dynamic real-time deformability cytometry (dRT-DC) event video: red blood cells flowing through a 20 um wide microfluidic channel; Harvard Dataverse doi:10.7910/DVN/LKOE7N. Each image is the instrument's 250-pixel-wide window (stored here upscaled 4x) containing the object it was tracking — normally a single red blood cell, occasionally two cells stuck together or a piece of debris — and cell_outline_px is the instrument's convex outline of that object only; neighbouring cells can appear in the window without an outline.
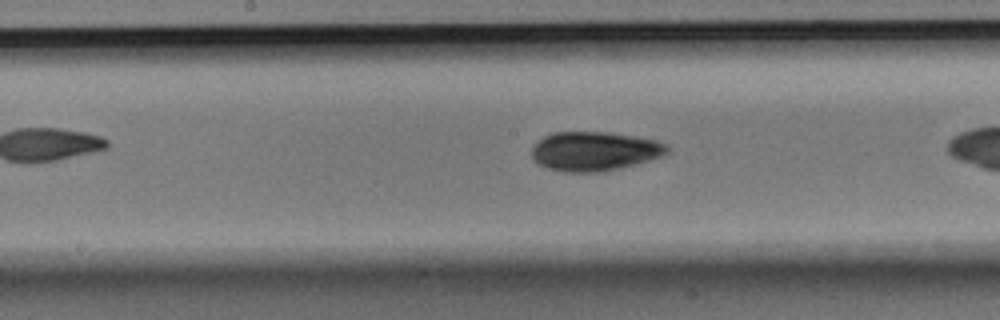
{"species": "Egyptian fruit bat (a non-hibernating species)", "species_latin": "Rousettus aegyptiacus", "temperature_condition": "room temperature", "stored_images_in_passage": 26, "camera_frame_rate_fps": 3000, "um_per_image_px": 0.085, "animal": {"sex": "male"}, "frame": {"image": 1, "passage_image": 12, "time_ms": 3.667, "image_size_px": [1000, 320], "cell_outline_px": [[672, 148], [664, 156], [636, 164], [600, 172], [564, 172], [548, 168], [536, 164], [532, 160], [532, 148], [544, 136], [556, 132], [608, 132], [636, 136], [656, 140], [668, 144]], "centroid_in_image_um": [50.57, 12.85], "position_along_channel_um": 197.6, "area_um2": 31.21}}
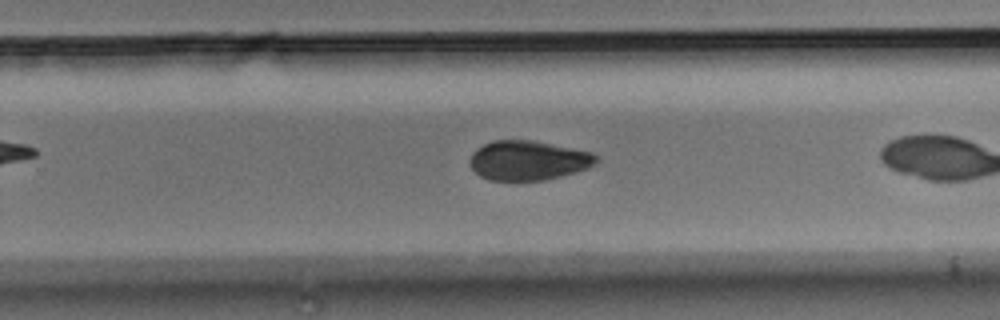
{"frame": {"image": 2, "passage_image": 19, "time_ms": 6.0, "image_size_px": [1000, 320], "cell_outline_px": [[600, 160], [588, 168], [576, 172], [544, 180], [488, 180], [480, 176], [468, 164], [468, 160], [472, 152], [476, 148], [492, 140], [532, 140], [592, 152]], "centroid_in_image_um": [44.86, 13.63], "position_along_channel_um": 284.9, "area_um2": 29.25}}
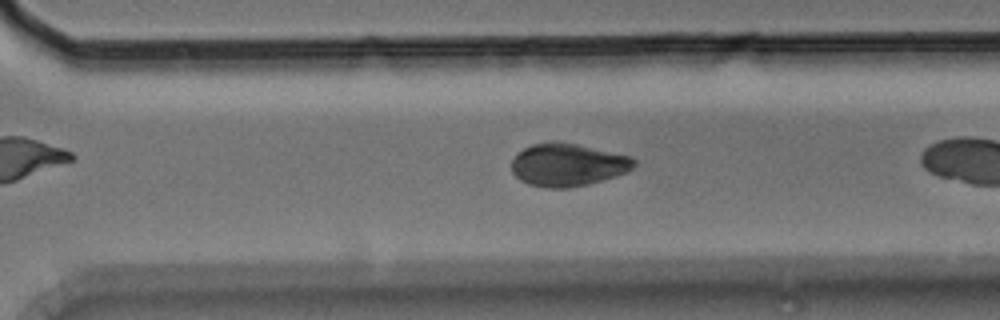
{"frame": {"image": 3, "passage_image": 22, "time_ms": 7.0, "image_size_px": [1000, 320], "cell_outline_px": [[636, 164], [628, 172], [616, 176], [588, 184], [568, 188], [548, 188], [528, 184], [520, 180], [512, 172], [512, 160], [524, 148], [532, 144], [552, 140], [556, 140], [576, 144], [632, 156], [636, 160]], "centroid_in_image_um": [48.27, 14.0], "position_along_channel_um": 322.3, "area_um2": 30.69}}